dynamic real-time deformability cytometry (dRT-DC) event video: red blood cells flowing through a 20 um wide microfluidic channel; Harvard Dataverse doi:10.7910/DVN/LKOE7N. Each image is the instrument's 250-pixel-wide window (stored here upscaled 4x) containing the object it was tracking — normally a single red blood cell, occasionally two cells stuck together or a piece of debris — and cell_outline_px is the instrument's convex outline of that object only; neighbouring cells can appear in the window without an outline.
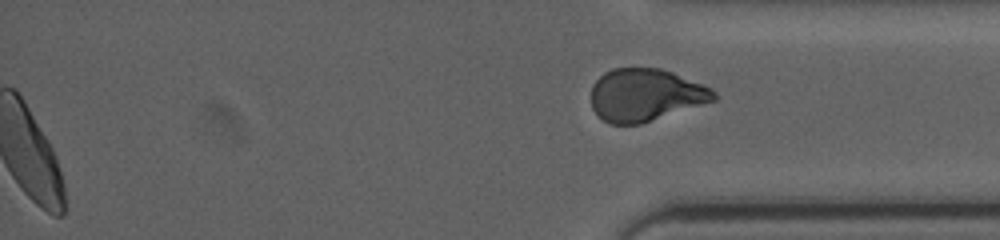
{"species": "human", "species_latin": "Homo sapiens", "temperature_condition": "cold", "stored_images_in_passage": 46, "segment_of_instrument_passage": [2, 2], "camera_frame_rate_fps": 3000, "um_per_image_px": 0.085, "donor": {"sex": "female"}, "frame": {"image": 1, "passage_image": 46, "time_ms": 16.333, "image_size_px": [1000, 240], "cell_outline_px": [[720, 96], [716, 100], [640, 124], [608, 124], [592, 108], [592, 84], [604, 72], [612, 68], [660, 68], [672, 72], [704, 84], [712, 88]], "centroid_in_image_um": [54.89, 8.06], "position_along_channel_um": 380.3, "area_um2": 37.63}}